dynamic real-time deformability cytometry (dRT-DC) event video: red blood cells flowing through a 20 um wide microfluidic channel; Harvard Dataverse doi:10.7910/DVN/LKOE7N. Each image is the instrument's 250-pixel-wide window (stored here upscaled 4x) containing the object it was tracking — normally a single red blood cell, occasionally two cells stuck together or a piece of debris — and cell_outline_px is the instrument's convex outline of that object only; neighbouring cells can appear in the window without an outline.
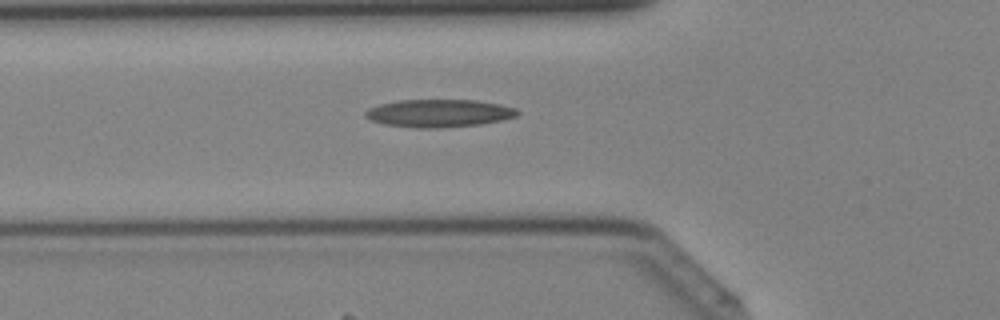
{"species": "Egyptian fruit bat (a non-hibernating species)", "species_latin": "Rousettus aegyptiacus", "temperature_condition": "cold", "stored_images_in_passage": 26, "camera_frame_rate_fps": 3000, "um_per_image_px": 0.085, "animal": {"sex": "female"}, "frame": {"image": 1, "passage_image": 4, "time_ms": 1.0, "image_size_px": [1000, 320], "cell_outline_px": [[520, 112], [516, 116], [504, 120], [480, 124], [436, 128], [420, 128], [384, 124], [372, 120], [364, 116], [364, 112], [368, 108], [380, 104], [400, 100], [476, 100], [500, 104], [516, 108]], "centroid_in_image_um": [37.33, 9.62], "position_along_channel_um": 88.5, "area_um2": 24.57}}
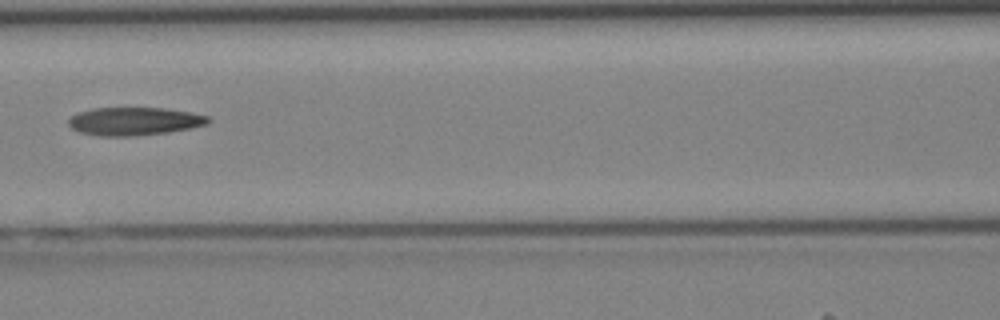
{"frame": {"image": 2, "passage_image": 8, "time_ms": 2.333, "image_size_px": [1000, 320], "cell_outline_px": [[212, 120], [208, 124], [192, 128], [168, 132], [136, 136], [96, 136], [80, 132], [72, 128], [68, 124], [68, 120], [76, 112], [96, 108], [164, 108], [188, 112], [208, 116]], "centroid_in_image_um": [11.41, 10.31], "position_along_channel_um": 155.2, "area_um2": 22.95}}
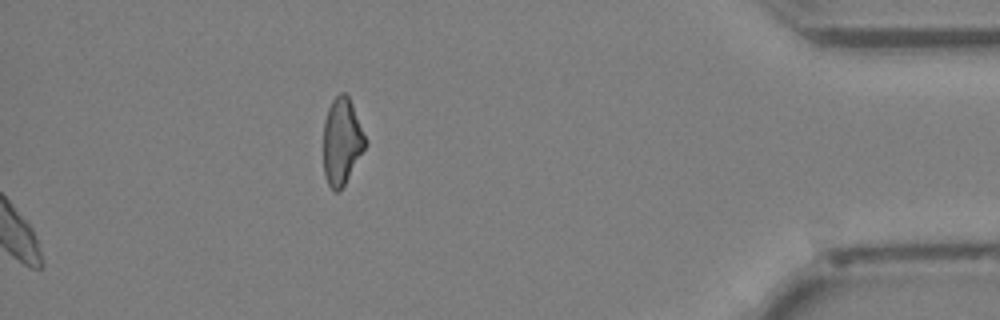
{"frame": {"image": 3, "passage_image": 26, "time_ms": 8.333, "image_size_px": [1000, 320], "cell_outline_px": [[368, 144], [340, 192], [336, 192], [328, 184], [324, 176], [324, 120], [328, 108], [332, 100], [340, 92], [344, 92], [348, 96], [352, 104], [368, 140]], "centroid_in_image_um": [29.07, 12.02], "position_along_channel_um": 406.1, "area_um2": 21.39}}